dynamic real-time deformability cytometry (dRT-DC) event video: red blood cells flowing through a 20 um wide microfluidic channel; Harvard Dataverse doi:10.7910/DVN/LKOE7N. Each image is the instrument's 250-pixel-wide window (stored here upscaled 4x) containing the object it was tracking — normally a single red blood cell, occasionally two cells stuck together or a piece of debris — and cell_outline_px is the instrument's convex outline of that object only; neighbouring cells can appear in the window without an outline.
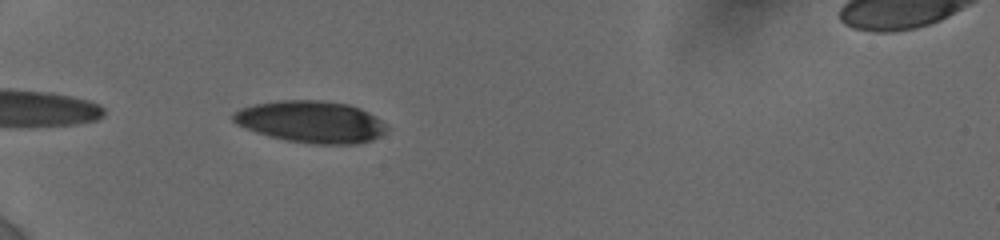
{"species": "human", "species_latin": "Homo sapiens", "temperature_condition": "cold", "stored_images_in_passage": 31, "camera_frame_rate_fps": 3000, "um_per_image_px": 0.085, "donor": {"sex": "female"}, "frame": {"image": 1, "passage_image": 2, "time_ms": 0.333, "image_size_px": [1000, 240], "cell_outline_px": [[388, 128], [380, 136], [372, 140], [356, 144], [312, 144], [284, 140], [268, 136], [256, 132], [236, 124], [232, 120], [232, 112], [240, 108], [252, 104], [276, 100], [320, 100], [348, 104], [360, 108], [376, 116]], "centroid_in_image_um": [26.4, 10.35], "position_along_channel_um": 58.6, "area_um2": 37.74}}
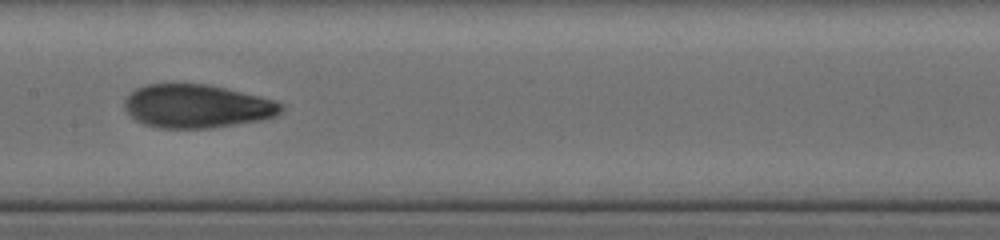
{"frame": {"image": 2, "passage_image": 12, "time_ms": 4.333, "image_size_px": [1000, 240], "cell_outline_px": [[284, 108], [280, 116], [260, 120], [212, 128], [160, 128], [144, 124], [136, 120], [124, 108], [124, 100], [136, 88], [148, 84], [208, 84], [260, 96], [276, 100], [284, 104]], "centroid_in_image_um": [16.79, 9.03], "position_along_channel_um": 190.6, "area_um2": 39.82}}
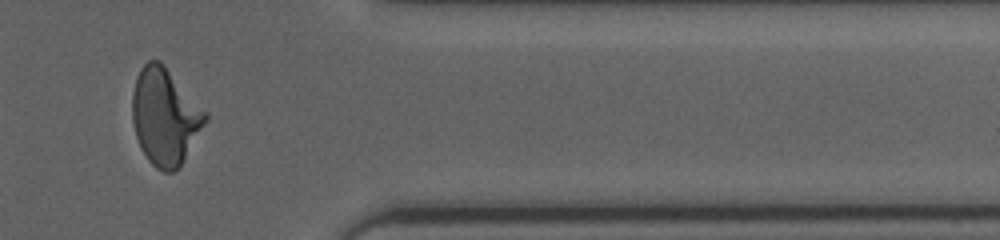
{"frame": {"image": 3, "passage_image": 25, "time_ms": 10.0, "image_size_px": [1000, 240], "cell_outline_px": [[208, 120], [180, 164], [172, 172], [164, 172], [156, 168], [148, 160], [140, 148], [136, 136], [132, 120], [132, 92], [136, 76], [140, 68], [148, 60], [160, 60], [164, 64], [208, 112]], "centroid_in_image_um": [14.01, 9.87], "position_along_channel_um": 397.4, "area_um2": 41.21}, "authors_computed_cell_mechanics": {"area_um2": 39.8242, "velocity_mm_per_s": 3.8517, "shape_relaxation_time_tau1_ms": 4.4414, "shape_relaxation_time_tau2_ms": 1.4942, "deformation_change_tau1": 0.1752, "deformation_change_tau2": 0.078}}